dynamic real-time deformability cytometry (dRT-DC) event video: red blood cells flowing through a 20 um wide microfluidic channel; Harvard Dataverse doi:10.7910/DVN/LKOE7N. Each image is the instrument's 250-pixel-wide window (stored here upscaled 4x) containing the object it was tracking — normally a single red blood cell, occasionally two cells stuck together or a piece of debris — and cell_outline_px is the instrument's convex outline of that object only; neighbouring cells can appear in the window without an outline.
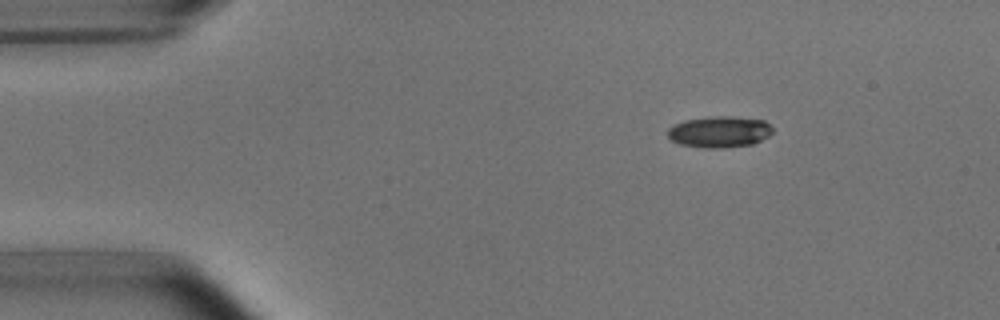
{"species": "common noctule bat (a hibernating species)", "species_latin": "Nyctalus noctula", "temperature_condition": "room temperature", "stored_images_in_passage": 3, "camera_frame_rate_fps": 3000, "um_per_image_px": 0.085, "animal": {"sex": "male", "body_mass_g": 15.6}, "frame": {"image": 1, "passage_image": 1, "time_ms": 0.0, "image_size_px": [1000, 320], "cell_outline_px": [[772, 132], [768, 136], [752, 144], [724, 148], [704, 148], [680, 144], [672, 140], [668, 136], [668, 128], [672, 124], [684, 120], [708, 116], [732, 116], [764, 120], [772, 128]], "centroid_in_image_um": [61.12, 11.19], "position_along_channel_um": 23.9, "area_um2": 19.25}}